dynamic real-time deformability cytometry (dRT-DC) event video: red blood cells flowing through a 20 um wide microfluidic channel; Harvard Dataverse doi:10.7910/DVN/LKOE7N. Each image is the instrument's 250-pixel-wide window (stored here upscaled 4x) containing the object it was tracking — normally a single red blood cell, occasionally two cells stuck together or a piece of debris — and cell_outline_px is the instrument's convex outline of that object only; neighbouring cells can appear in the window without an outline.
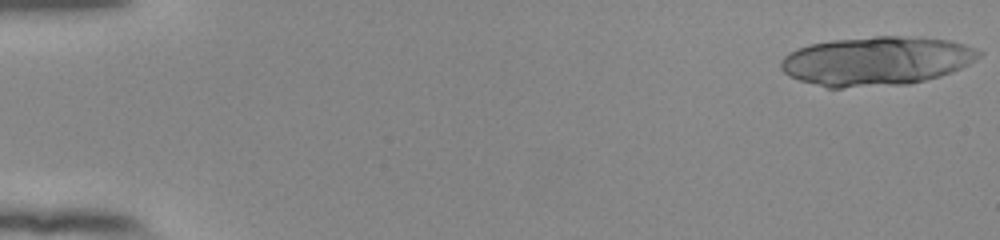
{"species": "human", "species_latin": "Homo sapiens", "temperature_condition": "room temperature", "stored_images_in_passage": 20, "camera_frame_rate_fps": 3000, "um_per_image_px": 0.085, "donor": {"sex": "female"}, "frame": {"image": 1, "passage_image": 1, "time_ms": 0.0, "image_size_px": [1000, 240], "cell_outline_px": [[984, 52], [976, 60], [952, 72], [940, 76], [908, 84], [840, 88], [828, 88], [800, 80], [788, 76], [780, 68], [780, 60], [788, 52], [796, 48], [808, 44], [832, 40], [876, 36], [900, 36], [952, 40], [976, 48]], "centroid_in_image_um": [74.48, 5.18], "position_along_channel_um": 10.5, "area_um2": 56.88}}